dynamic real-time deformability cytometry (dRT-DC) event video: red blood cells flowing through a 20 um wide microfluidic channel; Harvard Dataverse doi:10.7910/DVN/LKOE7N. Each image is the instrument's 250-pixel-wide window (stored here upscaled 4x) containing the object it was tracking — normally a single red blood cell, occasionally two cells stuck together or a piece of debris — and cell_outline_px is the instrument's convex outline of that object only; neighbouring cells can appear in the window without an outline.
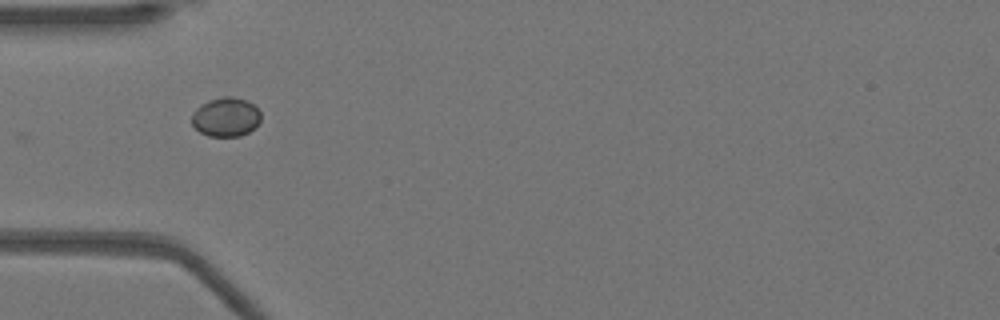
{"species": "Egyptian fruit bat (a non-hibernating species)", "species_latin": "Rousettus aegyptiacus", "temperature_condition": "warm", "stored_images_in_passage": 36, "camera_frame_rate_fps": 3000, "um_per_image_px": 0.085, "animal": {"sex": "female"}, "frame": {"image": 1, "passage_image": 1, "time_ms": 0.0, "image_size_px": [1000, 320], "cell_outline_px": [[260, 120], [248, 132], [240, 136], [208, 136], [200, 132], [192, 124], [192, 112], [200, 104], [224, 96], [232, 96], [248, 100], [260, 112]], "centroid_in_image_um": [19.18, 9.94], "position_along_channel_um": 65.8, "area_um2": 15.61}}
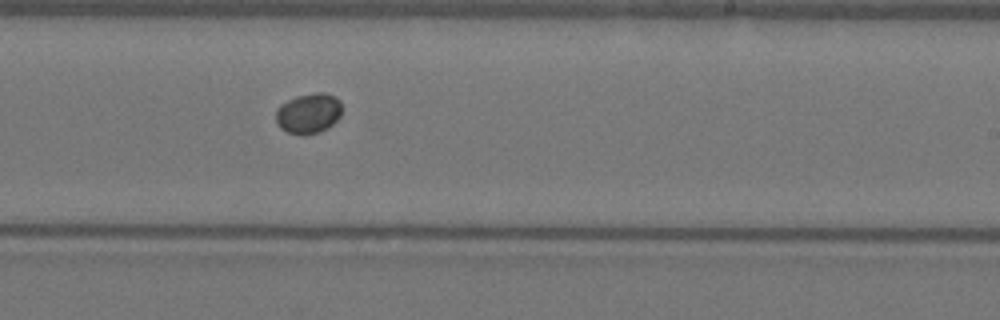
{"frame": {"image": 2, "passage_image": 16, "time_ms": 5.0, "image_size_px": [1000, 320], "cell_outline_px": [[344, 108], [340, 116], [328, 128], [320, 132], [304, 136], [300, 136], [288, 132], [280, 128], [276, 120], [276, 108], [280, 104], [296, 96], [316, 92], [324, 92], [336, 96], [340, 100]], "centroid_in_image_um": [26.25, 9.63], "position_along_channel_um": 262.7, "area_um2": 15.95}}
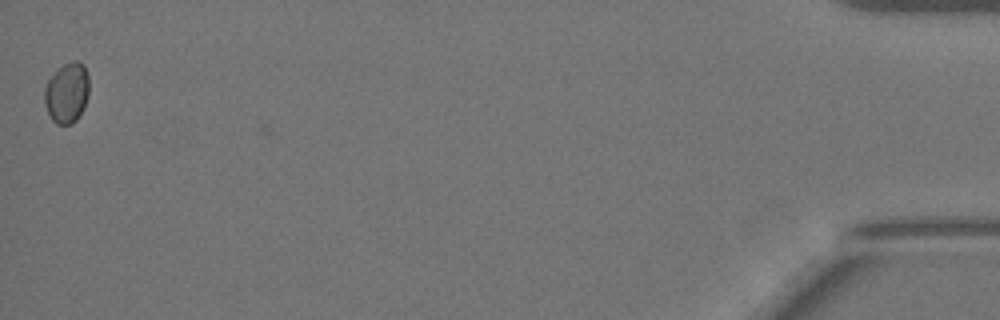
{"frame": {"image": 3, "passage_image": 36, "time_ms": 11.667, "image_size_px": [1000, 320], "cell_outline_px": [[88, 96], [84, 108], [76, 120], [72, 124], [56, 124], [52, 120], [44, 104], [44, 88], [48, 80], [56, 68], [72, 60], [76, 60], [84, 64], [88, 76]], "centroid_in_image_um": [5.67, 7.87], "position_along_channel_um": 429.5, "area_um2": 15.95}}